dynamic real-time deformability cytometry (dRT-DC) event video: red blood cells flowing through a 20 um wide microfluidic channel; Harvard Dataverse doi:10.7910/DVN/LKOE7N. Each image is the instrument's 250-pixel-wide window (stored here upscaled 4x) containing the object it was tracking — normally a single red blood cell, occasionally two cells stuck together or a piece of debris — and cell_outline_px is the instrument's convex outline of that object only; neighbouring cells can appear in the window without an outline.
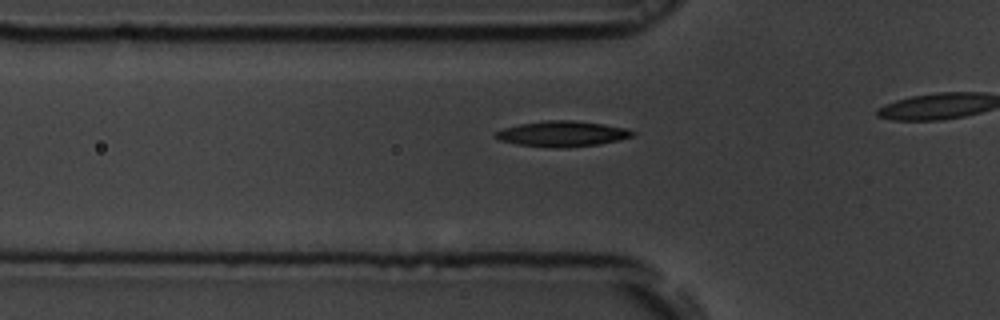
{"species": "common noctule bat (a hibernating species)", "species_latin": "Nyctalus noctula", "temperature_condition": "room temperature", "stored_images_in_passage": 19, "camera_frame_rate_fps": 3000, "um_per_image_px": 0.085, "animal": {"sex": "male", "body_mass_g": 19.5, "forearm_length_mm": 54.6}, "frame": {"image": 1, "passage_image": 14, "time_ms": 4.333, "image_size_px": [1000, 320], "cell_outline_px": [[636, 132], [632, 136], [620, 140], [600, 144], [564, 148], [552, 148], [516, 144], [500, 140], [492, 136], [492, 132], [504, 128], [520, 124], [548, 120], [572, 120], [604, 124], [624, 128]], "centroid_in_image_um": [47.75, 11.38], "position_along_channel_um": 78.0, "area_um2": 20.52}}